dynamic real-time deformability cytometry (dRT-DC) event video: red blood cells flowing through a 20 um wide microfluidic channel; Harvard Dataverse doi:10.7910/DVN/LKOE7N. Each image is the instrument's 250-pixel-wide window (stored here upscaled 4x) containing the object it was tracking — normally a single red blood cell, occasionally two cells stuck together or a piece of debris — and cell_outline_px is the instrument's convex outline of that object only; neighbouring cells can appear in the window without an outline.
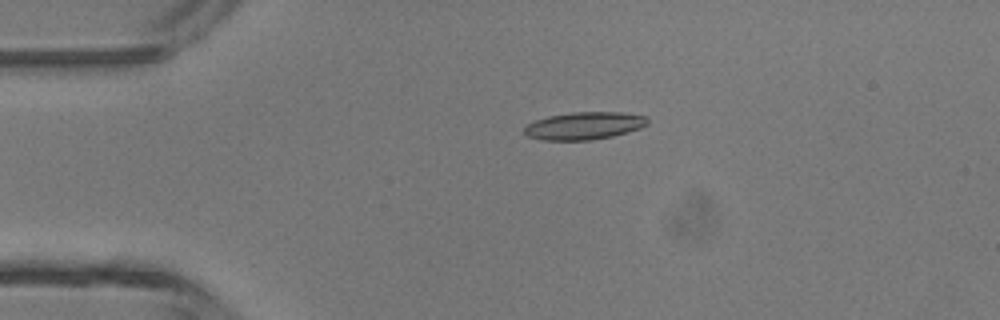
{"species": "common noctule bat (a hibernating species)", "species_latin": "Nyctalus noctula", "temperature_condition": "room temperature", "stored_images_in_passage": 3, "camera_frame_rate_fps": 3000, "um_per_image_px": 0.085, "animal": {"sex": "male", "body_mass_g": 13.3}, "frame": {"image": 1, "passage_image": 3, "time_ms": 0.667, "image_size_px": [1000, 320], "cell_outline_px": [[648, 124], [640, 128], [628, 132], [612, 136], [592, 140], [544, 140], [528, 136], [524, 132], [524, 128], [528, 124], [536, 120], [548, 116], [572, 112], [620, 112], [648, 116]], "centroid_in_image_um": [49.69, 10.68], "position_along_channel_um": 35.3, "area_um2": 19.77}}